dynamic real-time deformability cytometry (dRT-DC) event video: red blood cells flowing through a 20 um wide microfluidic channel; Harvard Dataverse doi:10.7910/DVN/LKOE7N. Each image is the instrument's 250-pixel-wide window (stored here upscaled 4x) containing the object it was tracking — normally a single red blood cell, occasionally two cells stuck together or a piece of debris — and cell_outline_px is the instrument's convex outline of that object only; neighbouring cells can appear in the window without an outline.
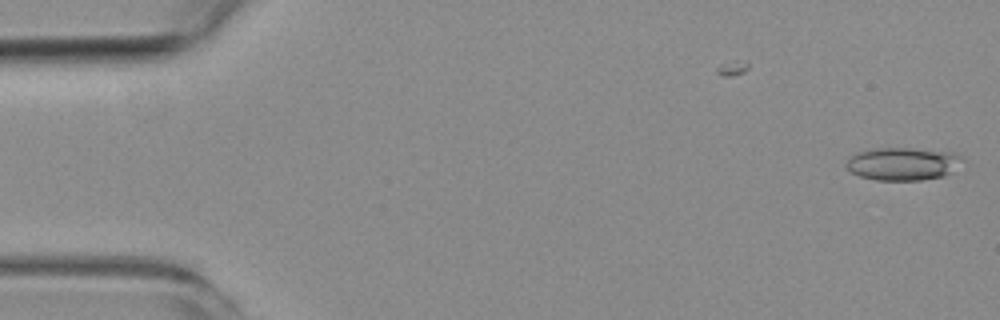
{"species": "common noctule bat (a hibernating species)", "species_latin": "Nyctalus noctula", "temperature_condition": "room temperature", "stored_images_in_passage": 2, "camera_frame_rate_fps": 3000, "um_per_image_px": 0.085, "animal": {"sex": "female", "body_mass_g": 19.3, "forearm_length_mm": 54.1}, "frame": {"image": 1, "passage_image": 2, "time_ms": 1.333, "image_size_px": [1000, 320], "cell_outline_px": [[964, 160], [944, 176], [920, 180], [876, 180], [860, 176], [852, 172], [844, 164], [856, 152], [876, 148], [912, 148], [956, 152], [964, 156]], "centroid_in_image_um": [76.76, 13.91], "position_along_channel_um": 8.2, "area_um2": 22.25}}